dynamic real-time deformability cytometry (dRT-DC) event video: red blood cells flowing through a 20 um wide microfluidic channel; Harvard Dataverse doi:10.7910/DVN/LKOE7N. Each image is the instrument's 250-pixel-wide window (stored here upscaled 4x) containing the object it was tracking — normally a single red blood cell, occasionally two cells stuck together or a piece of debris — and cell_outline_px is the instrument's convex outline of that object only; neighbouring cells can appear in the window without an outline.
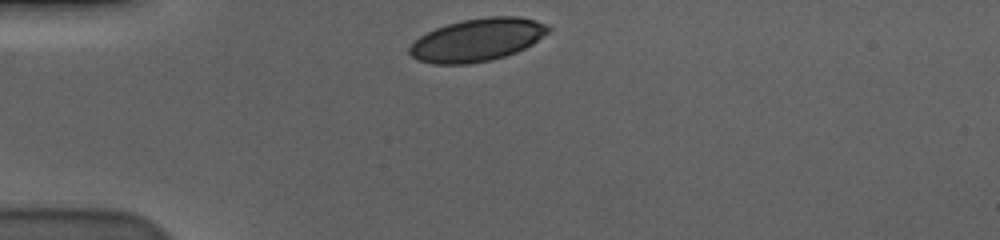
{"species": "human", "species_latin": "Homo sapiens", "temperature_condition": "cold", "stored_images_in_passage": 33, "camera_frame_rate_fps": 3000, "um_per_image_px": 0.085, "donor": {"sex": "male"}, "frame": {"image": 1, "passage_image": 1, "time_ms": 0.0, "image_size_px": [1000, 240], "cell_outline_px": [[552, 28], [548, 32], [532, 44], [516, 52], [492, 60], [468, 64], [432, 64], [416, 60], [408, 52], [408, 48], [420, 36], [436, 28], [448, 24], [464, 20], [488, 16], [520, 16], [536, 20], [548, 24]], "centroid_in_image_um": [40.58, 3.39], "position_along_channel_um": 44.4, "area_um2": 34.62}}
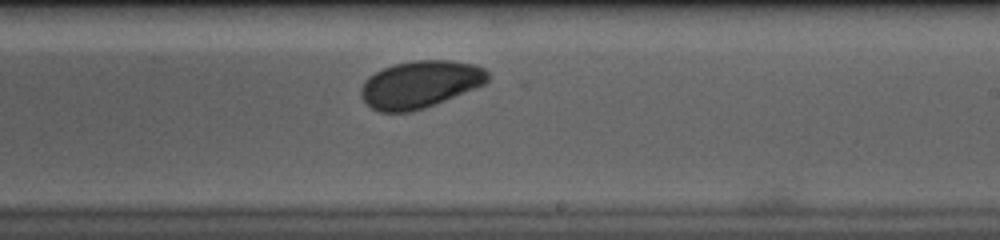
{"frame": {"image": 2, "passage_image": 21, "time_ms": 6.667, "image_size_px": [1000, 240], "cell_outline_px": [[488, 80], [484, 84], [476, 88], [424, 108], [412, 112], [380, 112], [372, 108], [360, 96], [360, 88], [376, 72], [384, 68], [396, 64], [416, 60], [448, 60], [476, 64], [484, 68], [488, 72]], "centroid_in_image_um": [35.74, 7.17], "position_along_channel_um": 253.3, "area_um2": 34.56}}
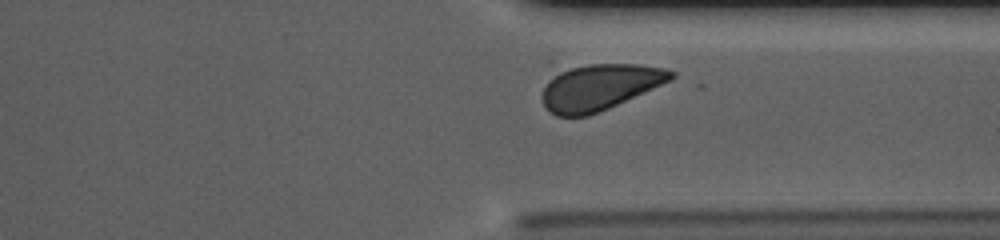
{"frame": {"image": 3, "passage_image": 30, "time_ms": 9.667, "image_size_px": [1000, 240], "cell_outline_px": [[676, 76], [672, 80], [608, 108], [588, 116], [556, 116], [544, 104], [544, 88], [548, 80], [556, 68], [588, 64], [636, 64], [664, 68], [676, 72]], "centroid_in_image_um": [50.95, 7.37], "position_along_channel_um": 360.4, "area_um2": 34.68}, "authors_computed_cell_mechanics": {"area_um2": 35.2002, "velocity_mm_per_s": 3.5555, "shape_relaxation_time_tau1_ms": 1.3814, "shape_relaxation_time_tau2_ms": null, "deformation_change_tau1": 0.0829, "deformation_change_tau2": null}}